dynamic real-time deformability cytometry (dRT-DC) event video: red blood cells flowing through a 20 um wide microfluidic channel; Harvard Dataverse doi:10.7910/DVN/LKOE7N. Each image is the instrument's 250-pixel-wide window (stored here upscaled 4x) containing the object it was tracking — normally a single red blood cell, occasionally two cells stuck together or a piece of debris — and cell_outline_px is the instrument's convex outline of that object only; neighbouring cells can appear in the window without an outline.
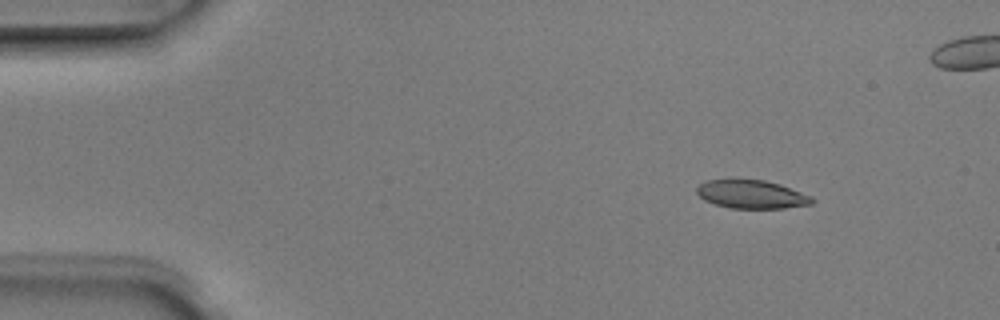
{"species": "Egyptian fruit bat (a non-hibernating species)", "species_latin": "Rousettus aegyptiacus", "temperature_condition": "room temperature", "stored_images_in_passage": 4, "camera_frame_rate_fps": 3000, "um_per_image_px": 0.085, "animal": {"sex": "male"}, "frame": {"image": 1, "passage_image": 2, "time_ms": 0.333, "image_size_px": [1000, 320], "cell_outline_px": [[816, 200], [812, 204], [784, 208], [728, 208], [704, 200], [696, 192], [696, 188], [700, 184], [708, 180], [764, 180], [780, 184], [812, 196]], "centroid_in_image_um": [63.91, 16.53], "position_along_channel_um": 21.1, "area_um2": 18.96}}